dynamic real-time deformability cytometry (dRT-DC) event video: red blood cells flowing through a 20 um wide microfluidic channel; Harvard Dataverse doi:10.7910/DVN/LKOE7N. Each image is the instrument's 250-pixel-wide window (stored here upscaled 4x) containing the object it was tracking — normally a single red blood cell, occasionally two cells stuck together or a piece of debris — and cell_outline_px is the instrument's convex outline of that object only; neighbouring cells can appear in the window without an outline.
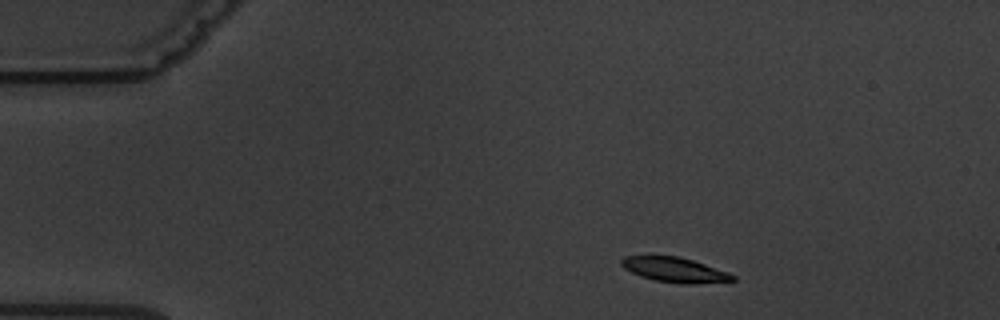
{"species": "common noctule bat (a hibernating species)", "species_latin": "Nyctalus noctula", "temperature_condition": "warm", "stored_images_in_passage": 3, "camera_frame_rate_fps": 3000, "um_per_image_px": 0.085, "animal": {"sex": "male", "body_mass_g": 19.5, "forearm_length_mm": 54.6}, "frame": {"image": 1, "passage_image": 1, "time_ms": 0.0, "image_size_px": [1000, 320], "cell_outline_px": [[736, 280], [692, 284], [680, 284], [656, 280], [640, 276], [624, 268], [620, 264], [620, 260], [624, 256], [680, 256], [728, 272], [736, 276]], "centroid_in_image_um": [57.34, 22.93], "position_along_channel_um": 27.7, "area_um2": 16.01}}